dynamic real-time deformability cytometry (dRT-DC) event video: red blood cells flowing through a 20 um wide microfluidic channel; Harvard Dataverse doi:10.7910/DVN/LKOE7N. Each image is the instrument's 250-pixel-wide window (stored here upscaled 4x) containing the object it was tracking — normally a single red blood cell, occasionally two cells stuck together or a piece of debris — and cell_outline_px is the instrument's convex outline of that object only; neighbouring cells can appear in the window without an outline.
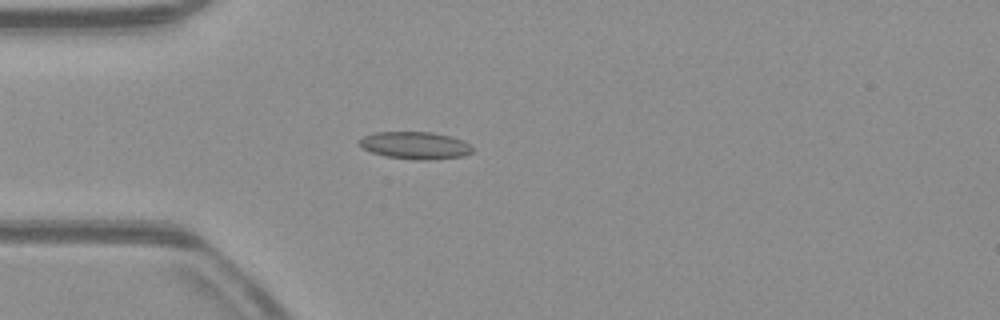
{"species": "common noctule bat (a hibernating species)", "species_latin": "Nyctalus noctula", "temperature_condition": "warm", "stored_images_in_passage": 39, "camera_frame_rate_fps": 3000, "um_per_image_px": 0.085, "animal": {"sex": "male", "body_mass_g": 23.1, "forearm_length_mm": 52.7}, "frame": {"image": 1, "passage_image": 1, "time_ms": 0.0, "image_size_px": [1000, 320], "cell_outline_px": [[476, 152], [464, 156], [428, 160], [416, 160], [384, 156], [372, 152], [364, 148], [356, 140], [364, 136], [376, 132], [432, 132], [464, 140]], "centroid_in_image_um": [35.31, 12.36], "position_along_channel_um": 49.7, "area_um2": 18.09}}
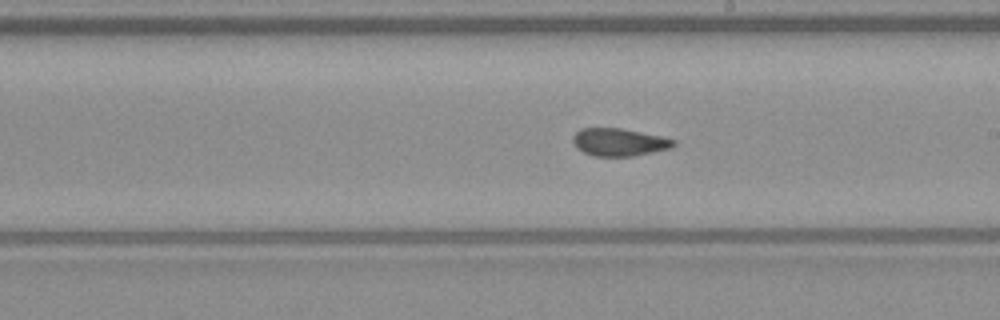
{"frame": {"image": 2, "passage_image": 16, "time_ms": 5.0, "image_size_px": [1000, 320], "cell_outline_px": [[676, 144], [672, 148], [632, 156], [592, 156], [576, 148], [572, 140], [572, 136], [580, 128], [620, 128], [660, 136], [676, 140]], "centroid_in_image_um": [52.6, 12.08], "position_along_channel_um": 236.4, "area_um2": 16.24}}
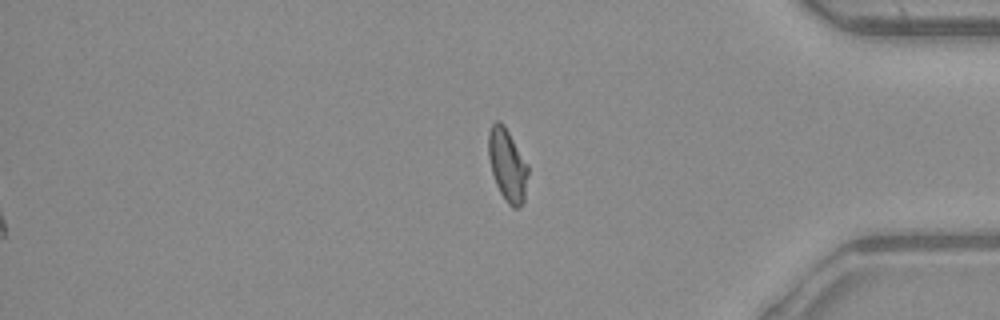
{"frame": {"image": 3, "passage_image": 30, "time_ms": 9.667, "image_size_px": [1000, 320], "cell_outline_px": [[528, 172], [524, 200], [516, 208], [512, 208], [504, 200], [496, 184], [492, 172], [488, 156], [488, 132], [492, 124], [496, 120], [500, 120], [504, 124], [528, 164]], "centroid_in_image_um": [43.11, 14.0], "position_along_channel_um": 392.1, "area_um2": 16.76}, "authors_computed_cell_mechanics": {"area_um2": 16.762, "velocity_mm_per_s": 3.9244, "shape_relaxation_time_tau1_ms": null, "shape_relaxation_time_tau2_ms": 1.3926, "deformation_change_tau1": null, "deformation_change_tau2": 0.0661}}